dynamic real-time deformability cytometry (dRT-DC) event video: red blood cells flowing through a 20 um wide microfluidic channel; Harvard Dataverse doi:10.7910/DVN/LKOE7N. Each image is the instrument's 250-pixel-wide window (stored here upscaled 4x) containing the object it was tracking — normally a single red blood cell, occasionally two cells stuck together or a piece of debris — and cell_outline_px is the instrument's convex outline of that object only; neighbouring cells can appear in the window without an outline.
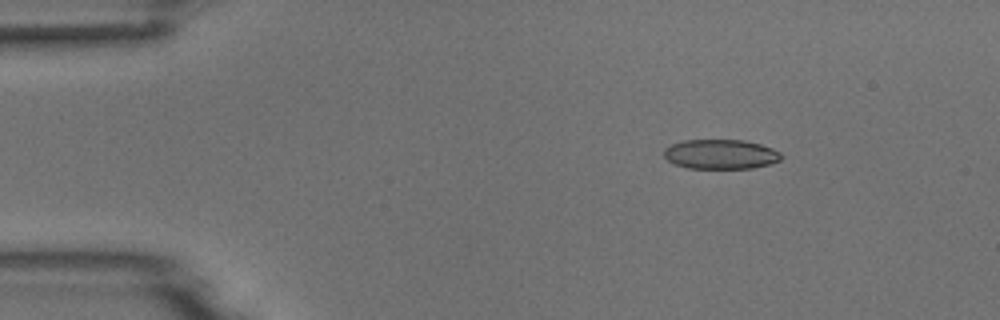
{"species": "common noctule bat (a hibernating species)", "species_latin": "Nyctalus noctula", "temperature_condition": "room temperature", "stored_images_in_passage": 3, "camera_frame_rate_fps": 3000, "um_per_image_px": 0.085, "animal": {"sex": "male", "body_mass_g": 18.8}, "frame": {"image": 1, "passage_image": 1, "time_ms": 0.0, "image_size_px": [1000, 320], "cell_outline_px": [[784, 156], [780, 160], [772, 164], [752, 168], [688, 168], [672, 164], [664, 156], [664, 148], [672, 144], [684, 140], [744, 140], [760, 144], [772, 148], [780, 152]], "centroid_in_image_um": [61.27, 13.11], "position_along_channel_um": 23.7, "area_um2": 20.4}}